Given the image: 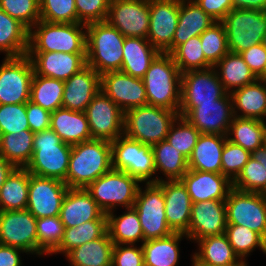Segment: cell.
<instances>
[{
	"instance_id": "obj_1",
	"label": "cell",
	"mask_w": 266,
	"mask_h": 266,
	"mask_svg": "<svg viewBox=\"0 0 266 266\" xmlns=\"http://www.w3.org/2000/svg\"><path fill=\"white\" fill-rule=\"evenodd\" d=\"M112 169L111 143L90 139L72 145L65 183L68 188H86Z\"/></svg>"
},
{
	"instance_id": "obj_2",
	"label": "cell",
	"mask_w": 266,
	"mask_h": 266,
	"mask_svg": "<svg viewBox=\"0 0 266 266\" xmlns=\"http://www.w3.org/2000/svg\"><path fill=\"white\" fill-rule=\"evenodd\" d=\"M147 104L176 111L181 101V72L171 54L159 53L142 77Z\"/></svg>"
},
{
	"instance_id": "obj_3",
	"label": "cell",
	"mask_w": 266,
	"mask_h": 266,
	"mask_svg": "<svg viewBox=\"0 0 266 266\" xmlns=\"http://www.w3.org/2000/svg\"><path fill=\"white\" fill-rule=\"evenodd\" d=\"M125 37L106 21L86 25V64L100 76L120 71Z\"/></svg>"
},
{
	"instance_id": "obj_4",
	"label": "cell",
	"mask_w": 266,
	"mask_h": 266,
	"mask_svg": "<svg viewBox=\"0 0 266 266\" xmlns=\"http://www.w3.org/2000/svg\"><path fill=\"white\" fill-rule=\"evenodd\" d=\"M86 53V25L39 20L29 30L28 52Z\"/></svg>"
},
{
	"instance_id": "obj_5",
	"label": "cell",
	"mask_w": 266,
	"mask_h": 266,
	"mask_svg": "<svg viewBox=\"0 0 266 266\" xmlns=\"http://www.w3.org/2000/svg\"><path fill=\"white\" fill-rule=\"evenodd\" d=\"M72 145L51 129L34 133L33 155L26 169L30 174L63 181L68 172Z\"/></svg>"
},
{
	"instance_id": "obj_6",
	"label": "cell",
	"mask_w": 266,
	"mask_h": 266,
	"mask_svg": "<svg viewBox=\"0 0 266 266\" xmlns=\"http://www.w3.org/2000/svg\"><path fill=\"white\" fill-rule=\"evenodd\" d=\"M176 111L144 105L124 113V135L153 146L164 141L169 128L178 117Z\"/></svg>"
},
{
	"instance_id": "obj_7",
	"label": "cell",
	"mask_w": 266,
	"mask_h": 266,
	"mask_svg": "<svg viewBox=\"0 0 266 266\" xmlns=\"http://www.w3.org/2000/svg\"><path fill=\"white\" fill-rule=\"evenodd\" d=\"M111 143L112 169L123 171L141 183L161 182L155 176L156 168L152 146L133 140L124 134Z\"/></svg>"
},
{
	"instance_id": "obj_8",
	"label": "cell",
	"mask_w": 266,
	"mask_h": 266,
	"mask_svg": "<svg viewBox=\"0 0 266 266\" xmlns=\"http://www.w3.org/2000/svg\"><path fill=\"white\" fill-rule=\"evenodd\" d=\"M140 182L128 173L111 169L109 172L97 178L85 189L96 201L98 206L108 213L117 206L132 208Z\"/></svg>"
},
{
	"instance_id": "obj_9",
	"label": "cell",
	"mask_w": 266,
	"mask_h": 266,
	"mask_svg": "<svg viewBox=\"0 0 266 266\" xmlns=\"http://www.w3.org/2000/svg\"><path fill=\"white\" fill-rule=\"evenodd\" d=\"M221 22L226 30L228 50L241 53L262 43L266 30V11L232 9Z\"/></svg>"
},
{
	"instance_id": "obj_10",
	"label": "cell",
	"mask_w": 266,
	"mask_h": 266,
	"mask_svg": "<svg viewBox=\"0 0 266 266\" xmlns=\"http://www.w3.org/2000/svg\"><path fill=\"white\" fill-rule=\"evenodd\" d=\"M139 186L133 208L137 211L144 241L169 236L173 233L167 224L163 188L158 183Z\"/></svg>"
},
{
	"instance_id": "obj_11",
	"label": "cell",
	"mask_w": 266,
	"mask_h": 266,
	"mask_svg": "<svg viewBox=\"0 0 266 266\" xmlns=\"http://www.w3.org/2000/svg\"><path fill=\"white\" fill-rule=\"evenodd\" d=\"M226 93L214 67L185 71L181 73L179 116L201 104L214 103Z\"/></svg>"
},
{
	"instance_id": "obj_12",
	"label": "cell",
	"mask_w": 266,
	"mask_h": 266,
	"mask_svg": "<svg viewBox=\"0 0 266 266\" xmlns=\"http://www.w3.org/2000/svg\"><path fill=\"white\" fill-rule=\"evenodd\" d=\"M225 204L227 224L246 226L266 240V194L232 188Z\"/></svg>"
},
{
	"instance_id": "obj_13",
	"label": "cell",
	"mask_w": 266,
	"mask_h": 266,
	"mask_svg": "<svg viewBox=\"0 0 266 266\" xmlns=\"http://www.w3.org/2000/svg\"><path fill=\"white\" fill-rule=\"evenodd\" d=\"M33 75L27 55L5 57L0 64V105L26 104L30 99Z\"/></svg>"
},
{
	"instance_id": "obj_14",
	"label": "cell",
	"mask_w": 266,
	"mask_h": 266,
	"mask_svg": "<svg viewBox=\"0 0 266 266\" xmlns=\"http://www.w3.org/2000/svg\"><path fill=\"white\" fill-rule=\"evenodd\" d=\"M92 139L114 141L124 133V112L101 89L84 111Z\"/></svg>"
},
{
	"instance_id": "obj_15",
	"label": "cell",
	"mask_w": 266,
	"mask_h": 266,
	"mask_svg": "<svg viewBox=\"0 0 266 266\" xmlns=\"http://www.w3.org/2000/svg\"><path fill=\"white\" fill-rule=\"evenodd\" d=\"M36 221L27 209L0 211V244L39 256Z\"/></svg>"
},
{
	"instance_id": "obj_16",
	"label": "cell",
	"mask_w": 266,
	"mask_h": 266,
	"mask_svg": "<svg viewBox=\"0 0 266 266\" xmlns=\"http://www.w3.org/2000/svg\"><path fill=\"white\" fill-rule=\"evenodd\" d=\"M149 18L150 0H110L105 21L124 37L147 39Z\"/></svg>"
},
{
	"instance_id": "obj_17",
	"label": "cell",
	"mask_w": 266,
	"mask_h": 266,
	"mask_svg": "<svg viewBox=\"0 0 266 266\" xmlns=\"http://www.w3.org/2000/svg\"><path fill=\"white\" fill-rule=\"evenodd\" d=\"M67 191L68 186L63 181L29 173L26 209L37 219L59 216Z\"/></svg>"
},
{
	"instance_id": "obj_18",
	"label": "cell",
	"mask_w": 266,
	"mask_h": 266,
	"mask_svg": "<svg viewBox=\"0 0 266 266\" xmlns=\"http://www.w3.org/2000/svg\"><path fill=\"white\" fill-rule=\"evenodd\" d=\"M179 11L180 0H150L147 40L161 53H172V40Z\"/></svg>"
},
{
	"instance_id": "obj_19",
	"label": "cell",
	"mask_w": 266,
	"mask_h": 266,
	"mask_svg": "<svg viewBox=\"0 0 266 266\" xmlns=\"http://www.w3.org/2000/svg\"><path fill=\"white\" fill-rule=\"evenodd\" d=\"M100 89L125 113L147 105L146 89L142 78L130 76L122 71L101 75Z\"/></svg>"
},
{
	"instance_id": "obj_20",
	"label": "cell",
	"mask_w": 266,
	"mask_h": 266,
	"mask_svg": "<svg viewBox=\"0 0 266 266\" xmlns=\"http://www.w3.org/2000/svg\"><path fill=\"white\" fill-rule=\"evenodd\" d=\"M200 134L226 136L234 114L230 93L214 103L201 104L191 108L184 116Z\"/></svg>"
},
{
	"instance_id": "obj_21",
	"label": "cell",
	"mask_w": 266,
	"mask_h": 266,
	"mask_svg": "<svg viewBox=\"0 0 266 266\" xmlns=\"http://www.w3.org/2000/svg\"><path fill=\"white\" fill-rule=\"evenodd\" d=\"M227 226L225 200H207L192 204L187 240L193 242L225 233Z\"/></svg>"
},
{
	"instance_id": "obj_22",
	"label": "cell",
	"mask_w": 266,
	"mask_h": 266,
	"mask_svg": "<svg viewBox=\"0 0 266 266\" xmlns=\"http://www.w3.org/2000/svg\"><path fill=\"white\" fill-rule=\"evenodd\" d=\"M34 74L66 81L86 64V53L27 52Z\"/></svg>"
},
{
	"instance_id": "obj_23",
	"label": "cell",
	"mask_w": 266,
	"mask_h": 266,
	"mask_svg": "<svg viewBox=\"0 0 266 266\" xmlns=\"http://www.w3.org/2000/svg\"><path fill=\"white\" fill-rule=\"evenodd\" d=\"M165 215L173 232L186 233L189 229L192 200L181 180H162Z\"/></svg>"
},
{
	"instance_id": "obj_24",
	"label": "cell",
	"mask_w": 266,
	"mask_h": 266,
	"mask_svg": "<svg viewBox=\"0 0 266 266\" xmlns=\"http://www.w3.org/2000/svg\"><path fill=\"white\" fill-rule=\"evenodd\" d=\"M192 203L207 200H226L233 182L225 175L188 170L180 179Z\"/></svg>"
},
{
	"instance_id": "obj_25",
	"label": "cell",
	"mask_w": 266,
	"mask_h": 266,
	"mask_svg": "<svg viewBox=\"0 0 266 266\" xmlns=\"http://www.w3.org/2000/svg\"><path fill=\"white\" fill-rule=\"evenodd\" d=\"M101 76L86 65L64 81L62 107L84 112L92 98L100 91Z\"/></svg>"
},
{
	"instance_id": "obj_26",
	"label": "cell",
	"mask_w": 266,
	"mask_h": 266,
	"mask_svg": "<svg viewBox=\"0 0 266 266\" xmlns=\"http://www.w3.org/2000/svg\"><path fill=\"white\" fill-rule=\"evenodd\" d=\"M59 216L65 228L77 227L90 220L107 219V214L85 188H68Z\"/></svg>"
},
{
	"instance_id": "obj_27",
	"label": "cell",
	"mask_w": 266,
	"mask_h": 266,
	"mask_svg": "<svg viewBox=\"0 0 266 266\" xmlns=\"http://www.w3.org/2000/svg\"><path fill=\"white\" fill-rule=\"evenodd\" d=\"M230 95L235 117L266 122V79H257L234 90Z\"/></svg>"
},
{
	"instance_id": "obj_28",
	"label": "cell",
	"mask_w": 266,
	"mask_h": 266,
	"mask_svg": "<svg viewBox=\"0 0 266 266\" xmlns=\"http://www.w3.org/2000/svg\"><path fill=\"white\" fill-rule=\"evenodd\" d=\"M227 136L200 134L190 157L189 170L221 174V155Z\"/></svg>"
},
{
	"instance_id": "obj_29",
	"label": "cell",
	"mask_w": 266,
	"mask_h": 266,
	"mask_svg": "<svg viewBox=\"0 0 266 266\" xmlns=\"http://www.w3.org/2000/svg\"><path fill=\"white\" fill-rule=\"evenodd\" d=\"M215 22L194 0H180L178 23L172 40V52L188 39L200 36Z\"/></svg>"
},
{
	"instance_id": "obj_30",
	"label": "cell",
	"mask_w": 266,
	"mask_h": 266,
	"mask_svg": "<svg viewBox=\"0 0 266 266\" xmlns=\"http://www.w3.org/2000/svg\"><path fill=\"white\" fill-rule=\"evenodd\" d=\"M50 128L70 145L92 139L88 119L84 112L58 108L51 112Z\"/></svg>"
},
{
	"instance_id": "obj_31",
	"label": "cell",
	"mask_w": 266,
	"mask_h": 266,
	"mask_svg": "<svg viewBox=\"0 0 266 266\" xmlns=\"http://www.w3.org/2000/svg\"><path fill=\"white\" fill-rule=\"evenodd\" d=\"M196 243L198 248L192 255V266H222L240 260L225 233L199 239Z\"/></svg>"
},
{
	"instance_id": "obj_32",
	"label": "cell",
	"mask_w": 266,
	"mask_h": 266,
	"mask_svg": "<svg viewBox=\"0 0 266 266\" xmlns=\"http://www.w3.org/2000/svg\"><path fill=\"white\" fill-rule=\"evenodd\" d=\"M159 53L146 38L125 37L120 71L142 78Z\"/></svg>"
},
{
	"instance_id": "obj_33",
	"label": "cell",
	"mask_w": 266,
	"mask_h": 266,
	"mask_svg": "<svg viewBox=\"0 0 266 266\" xmlns=\"http://www.w3.org/2000/svg\"><path fill=\"white\" fill-rule=\"evenodd\" d=\"M113 247L107 231L101 238L77 246L64 256L71 266H112Z\"/></svg>"
},
{
	"instance_id": "obj_34",
	"label": "cell",
	"mask_w": 266,
	"mask_h": 266,
	"mask_svg": "<svg viewBox=\"0 0 266 266\" xmlns=\"http://www.w3.org/2000/svg\"><path fill=\"white\" fill-rule=\"evenodd\" d=\"M184 233L173 232L169 236L151 239L141 243L144 254V266H178L180 241Z\"/></svg>"
},
{
	"instance_id": "obj_35",
	"label": "cell",
	"mask_w": 266,
	"mask_h": 266,
	"mask_svg": "<svg viewBox=\"0 0 266 266\" xmlns=\"http://www.w3.org/2000/svg\"><path fill=\"white\" fill-rule=\"evenodd\" d=\"M214 69L227 93L251 84L258 79L241 55L231 51L214 66Z\"/></svg>"
},
{
	"instance_id": "obj_36",
	"label": "cell",
	"mask_w": 266,
	"mask_h": 266,
	"mask_svg": "<svg viewBox=\"0 0 266 266\" xmlns=\"http://www.w3.org/2000/svg\"><path fill=\"white\" fill-rule=\"evenodd\" d=\"M29 29L0 8V53L5 57L27 55Z\"/></svg>"
},
{
	"instance_id": "obj_37",
	"label": "cell",
	"mask_w": 266,
	"mask_h": 266,
	"mask_svg": "<svg viewBox=\"0 0 266 266\" xmlns=\"http://www.w3.org/2000/svg\"><path fill=\"white\" fill-rule=\"evenodd\" d=\"M114 211L107 213V231L114 245L143 243L144 234L137 211L133 207L125 208L119 216L114 215Z\"/></svg>"
},
{
	"instance_id": "obj_38",
	"label": "cell",
	"mask_w": 266,
	"mask_h": 266,
	"mask_svg": "<svg viewBox=\"0 0 266 266\" xmlns=\"http://www.w3.org/2000/svg\"><path fill=\"white\" fill-rule=\"evenodd\" d=\"M28 190V170L26 168H15L0 188V211L26 209Z\"/></svg>"
},
{
	"instance_id": "obj_39",
	"label": "cell",
	"mask_w": 266,
	"mask_h": 266,
	"mask_svg": "<svg viewBox=\"0 0 266 266\" xmlns=\"http://www.w3.org/2000/svg\"><path fill=\"white\" fill-rule=\"evenodd\" d=\"M265 130V121L234 116L226 136L230 142L252 153L265 144Z\"/></svg>"
},
{
	"instance_id": "obj_40",
	"label": "cell",
	"mask_w": 266,
	"mask_h": 266,
	"mask_svg": "<svg viewBox=\"0 0 266 266\" xmlns=\"http://www.w3.org/2000/svg\"><path fill=\"white\" fill-rule=\"evenodd\" d=\"M34 133L31 130L0 135V155L15 168H26L33 155Z\"/></svg>"
},
{
	"instance_id": "obj_41",
	"label": "cell",
	"mask_w": 266,
	"mask_h": 266,
	"mask_svg": "<svg viewBox=\"0 0 266 266\" xmlns=\"http://www.w3.org/2000/svg\"><path fill=\"white\" fill-rule=\"evenodd\" d=\"M156 174L162 172L163 180H180L189 170L188 159L166 140L152 146Z\"/></svg>"
},
{
	"instance_id": "obj_42",
	"label": "cell",
	"mask_w": 266,
	"mask_h": 266,
	"mask_svg": "<svg viewBox=\"0 0 266 266\" xmlns=\"http://www.w3.org/2000/svg\"><path fill=\"white\" fill-rule=\"evenodd\" d=\"M64 81L34 74L31 81L29 101L43 109L54 112L62 107Z\"/></svg>"
},
{
	"instance_id": "obj_43",
	"label": "cell",
	"mask_w": 266,
	"mask_h": 266,
	"mask_svg": "<svg viewBox=\"0 0 266 266\" xmlns=\"http://www.w3.org/2000/svg\"><path fill=\"white\" fill-rule=\"evenodd\" d=\"M106 232L107 219L90 220L77 227L65 228L61 242L51 255H65L77 246L101 238Z\"/></svg>"
},
{
	"instance_id": "obj_44",
	"label": "cell",
	"mask_w": 266,
	"mask_h": 266,
	"mask_svg": "<svg viewBox=\"0 0 266 266\" xmlns=\"http://www.w3.org/2000/svg\"><path fill=\"white\" fill-rule=\"evenodd\" d=\"M225 234L240 259L246 260V257L257 248L266 254V240L246 226L227 224Z\"/></svg>"
},
{
	"instance_id": "obj_45",
	"label": "cell",
	"mask_w": 266,
	"mask_h": 266,
	"mask_svg": "<svg viewBox=\"0 0 266 266\" xmlns=\"http://www.w3.org/2000/svg\"><path fill=\"white\" fill-rule=\"evenodd\" d=\"M171 56L181 73L212 67L205 60L200 36L192 37L179 45Z\"/></svg>"
},
{
	"instance_id": "obj_46",
	"label": "cell",
	"mask_w": 266,
	"mask_h": 266,
	"mask_svg": "<svg viewBox=\"0 0 266 266\" xmlns=\"http://www.w3.org/2000/svg\"><path fill=\"white\" fill-rule=\"evenodd\" d=\"M205 60L214 67L228 52L226 30L222 22H215L201 35Z\"/></svg>"
},
{
	"instance_id": "obj_47",
	"label": "cell",
	"mask_w": 266,
	"mask_h": 266,
	"mask_svg": "<svg viewBox=\"0 0 266 266\" xmlns=\"http://www.w3.org/2000/svg\"><path fill=\"white\" fill-rule=\"evenodd\" d=\"M200 132L184 117L179 116L169 128L166 142L171 144L188 159L196 145Z\"/></svg>"
},
{
	"instance_id": "obj_48",
	"label": "cell",
	"mask_w": 266,
	"mask_h": 266,
	"mask_svg": "<svg viewBox=\"0 0 266 266\" xmlns=\"http://www.w3.org/2000/svg\"><path fill=\"white\" fill-rule=\"evenodd\" d=\"M39 257L50 255L62 240L65 227L60 216L43 217L36 221Z\"/></svg>"
},
{
	"instance_id": "obj_49",
	"label": "cell",
	"mask_w": 266,
	"mask_h": 266,
	"mask_svg": "<svg viewBox=\"0 0 266 266\" xmlns=\"http://www.w3.org/2000/svg\"><path fill=\"white\" fill-rule=\"evenodd\" d=\"M233 188L243 192L266 194L265 166L250 157L241 173L233 181Z\"/></svg>"
},
{
	"instance_id": "obj_50",
	"label": "cell",
	"mask_w": 266,
	"mask_h": 266,
	"mask_svg": "<svg viewBox=\"0 0 266 266\" xmlns=\"http://www.w3.org/2000/svg\"><path fill=\"white\" fill-rule=\"evenodd\" d=\"M40 20L50 23H77L75 0H39Z\"/></svg>"
},
{
	"instance_id": "obj_51",
	"label": "cell",
	"mask_w": 266,
	"mask_h": 266,
	"mask_svg": "<svg viewBox=\"0 0 266 266\" xmlns=\"http://www.w3.org/2000/svg\"><path fill=\"white\" fill-rule=\"evenodd\" d=\"M0 8L29 30L40 20L39 0H0Z\"/></svg>"
},
{
	"instance_id": "obj_52",
	"label": "cell",
	"mask_w": 266,
	"mask_h": 266,
	"mask_svg": "<svg viewBox=\"0 0 266 266\" xmlns=\"http://www.w3.org/2000/svg\"><path fill=\"white\" fill-rule=\"evenodd\" d=\"M250 157L251 153L249 151L226 140L221 155V174L227 176L233 182Z\"/></svg>"
},
{
	"instance_id": "obj_53",
	"label": "cell",
	"mask_w": 266,
	"mask_h": 266,
	"mask_svg": "<svg viewBox=\"0 0 266 266\" xmlns=\"http://www.w3.org/2000/svg\"><path fill=\"white\" fill-rule=\"evenodd\" d=\"M30 130L26 104L0 105V135Z\"/></svg>"
},
{
	"instance_id": "obj_54",
	"label": "cell",
	"mask_w": 266,
	"mask_h": 266,
	"mask_svg": "<svg viewBox=\"0 0 266 266\" xmlns=\"http://www.w3.org/2000/svg\"><path fill=\"white\" fill-rule=\"evenodd\" d=\"M110 0H75L77 23L85 25L106 20Z\"/></svg>"
},
{
	"instance_id": "obj_55",
	"label": "cell",
	"mask_w": 266,
	"mask_h": 266,
	"mask_svg": "<svg viewBox=\"0 0 266 266\" xmlns=\"http://www.w3.org/2000/svg\"><path fill=\"white\" fill-rule=\"evenodd\" d=\"M112 266H144L142 246L137 247L131 244L114 245Z\"/></svg>"
},
{
	"instance_id": "obj_56",
	"label": "cell",
	"mask_w": 266,
	"mask_h": 266,
	"mask_svg": "<svg viewBox=\"0 0 266 266\" xmlns=\"http://www.w3.org/2000/svg\"><path fill=\"white\" fill-rule=\"evenodd\" d=\"M258 79H266V49L262 43L239 53Z\"/></svg>"
},
{
	"instance_id": "obj_57",
	"label": "cell",
	"mask_w": 266,
	"mask_h": 266,
	"mask_svg": "<svg viewBox=\"0 0 266 266\" xmlns=\"http://www.w3.org/2000/svg\"><path fill=\"white\" fill-rule=\"evenodd\" d=\"M27 119L29 128L33 133L41 132L50 128L51 112L43 109L31 101L26 103Z\"/></svg>"
},
{
	"instance_id": "obj_58",
	"label": "cell",
	"mask_w": 266,
	"mask_h": 266,
	"mask_svg": "<svg viewBox=\"0 0 266 266\" xmlns=\"http://www.w3.org/2000/svg\"><path fill=\"white\" fill-rule=\"evenodd\" d=\"M195 3L216 22H221L233 9L231 0H194Z\"/></svg>"
},
{
	"instance_id": "obj_59",
	"label": "cell",
	"mask_w": 266,
	"mask_h": 266,
	"mask_svg": "<svg viewBox=\"0 0 266 266\" xmlns=\"http://www.w3.org/2000/svg\"><path fill=\"white\" fill-rule=\"evenodd\" d=\"M21 253L27 254L23 249L0 244V266H22Z\"/></svg>"
},
{
	"instance_id": "obj_60",
	"label": "cell",
	"mask_w": 266,
	"mask_h": 266,
	"mask_svg": "<svg viewBox=\"0 0 266 266\" xmlns=\"http://www.w3.org/2000/svg\"><path fill=\"white\" fill-rule=\"evenodd\" d=\"M233 9H251L266 11V0H231Z\"/></svg>"
},
{
	"instance_id": "obj_61",
	"label": "cell",
	"mask_w": 266,
	"mask_h": 266,
	"mask_svg": "<svg viewBox=\"0 0 266 266\" xmlns=\"http://www.w3.org/2000/svg\"><path fill=\"white\" fill-rule=\"evenodd\" d=\"M15 167L0 155V188Z\"/></svg>"
},
{
	"instance_id": "obj_62",
	"label": "cell",
	"mask_w": 266,
	"mask_h": 266,
	"mask_svg": "<svg viewBox=\"0 0 266 266\" xmlns=\"http://www.w3.org/2000/svg\"><path fill=\"white\" fill-rule=\"evenodd\" d=\"M251 157L265 166V178H266V144L257 148L251 153Z\"/></svg>"
},
{
	"instance_id": "obj_63",
	"label": "cell",
	"mask_w": 266,
	"mask_h": 266,
	"mask_svg": "<svg viewBox=\"0 0 266 266\" xmlns=\"http://www.w3.org/2000/svg\"><path fill=\"white\" fill-rule=\"evenodd\" d=\"M247 260L245 259H240L239 261L235 262V263H231L228 265H222V266H248L246 263Z\"/></svg>"
},
{
	"instance_id": "obj_64",
	"label": "cell",
	"mask_w": 266,
	"mask_h": 266,
	"mask_svg": "<svg viewBox=\"0 0 266 266\" xmlns=\"http://www.w3.org/2000/svg\"><path fill=\"white\" fill-rule=\"evenodd\" d=\"M262 45L264 46V48L266 49V30L263 34V40H262Z\"/></svg>"
}]
</instances>
